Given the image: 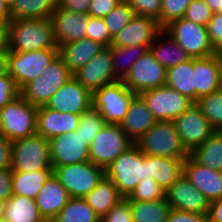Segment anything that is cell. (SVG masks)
Segmentation results:
<instances>
[{"label": "cell", "instance_id": "6da1fadb", "mask_svg": "<svg viewBox=\"0 0 222 222\" xmlns=\"http://www.w3.org/2000/svg\"><path fill=\"white\" fill-rule=\"evenodd\" d=\"M4 42L9 52L59 49L50 18L12 20L7 25Z\"/></svg>", "mask_w": 222, "mask_h": 222}, {"label": "cell", "instance_id": "7a4b0ae2", "mask_svg": "<svg viewBox=\"0 0 222 222\" xmlns=\"http://www.w3.org/2000/svg\"><path fill=\"white\" fill-rule=\"evenodd\" d=\"M105 175L126 198L141 180L151 177L148 170V155L134 143L105 169Z\"/></svg>", "mask_w": 222, "mask_h": 222}, {"label": "cell", "instance_id": "3957f363", "mask_svg": "<svg viewBox=\"0 0 222 222\" xmlns=\"http://www.w3.org/2000/svg\"><path fill=\"white\" fill-rule=\"evenodd\" d=\"M135 144L146 155L170 158L190 155L182 144L174 121H157Z\"/></svg>", "mask_w": 222, "mask_h": 222}, {"label": "cell", "instance_id": "277c9868", "mask_svg": "<svg viewBox=\"0 0 222 222\" xmlns=\"http://www.w3.org/2000/svg\"><path fill=\"white\" fill-rule=\"evenodd\" d=\"M72 77L73 74L58 55L40 76L20 91V95L33 106H45L50 98Z\"/></svg>", "mask_w": 222, "mask_h": 222}, {"label": "cell", "instance_id": "5b68a950", "mask_svg": "<svg viewBox=\"0 0 222 222\" xmlns=\"http://www.w3.org/2000/svg\"><path fill=\"white\" fill-rule=\"evenodd\" d=\"M38 107L21 95L0 110L1 136L12 142L36 134Z\"/></svg>", "mask_w": 222, "mask_h": 222}, {"label": "cell", "instance_id": "8992f818", "mask_svg": "<svg viewBox=\"0 0 222 222\" xmlns=\"http://www.w3.org/2000/svg\"><path fill=\"white\" fill-rule=\"evenodd\" d=\"M135 95V92L118 80L92 93V107L102 115L106 124L120 125Z\"/></svg>", "mask_w": 222, "mask_h": 222}, {"label": "cell", "instance_id": "52a82bcc", "mask_svg": "<svg viewBox=\"0 0 222 222\" xmlns=\"http://www.w3.org/2000/svg\"><path fill=\"white\" fill-rule=\"evenodd\" d=\"M12 171L35 172L53 169L50 158V144L39 134H34L12 142Z\"/></svg>", "mask_w": 222, "mask_h": 222}, {"label": "cell", "instance_id": "ba28073f", "mask_svg": "<svg viewBox=\"0 0 222 222\" xmlns=\"http://www.w3.org/2000/svg\"><path fill=\"white\" fill-rule=\"evenodd\" d=\"M133 144L121 125L105 124L89 145L90 162L106 169Z\"/></svg>", "mask_w": 222, "mask_h": 222}, {"label": "cell", "instance_id": "9c48e42d", "mask_svg": "<svg viewBox=\"0 0 222 222\" xmlns=\"http://www.w3.org/2000/svg\"><path fill=\"white\" fill-rule=\"evenodd\" d=\"M59 55V49H41L27 52H9L8 73L21 91L40 76Z\"/></svg>", "mask_w": 222, "mask_h": 222}, {"label": "cell", "instance_id": "30bf717a", "mask_svg": "<svg viewBox=\"0 0 222 222\" xmlns=\"http://www.w3.org/2000/svg\"><path fill=\"white\" fill-rule=\"evenodd\" d=\"M52 168L53 174L71 198H83L105 176V169L90 161Z\"/></svg>", "mask_w": 222, "mask_h": 222}, {"label": "cell", "instance_id": "8fae6325", "mask_svg": "<svg viewBox=\"0 0 222 222\" xmlns=\"http://www.w3.org/2000/svg\"><path fill=\"white\" fill-rule=\"evenodd\" d=\"M189 56L190 58H204L215 54L207 27L181 18L172 21L163 29Z\"/></svg>", "mask_w": 222, "mask_h": 222}, {"label": "cell", "instance_id": "7c38bea8", "mask_svg": "<svg viewBox=\"0 0 222 222\" xmlns=\"http://www.w3.org/2000/svg\"><path fill=\"white\" fill-rule=\"evenodd\" d=\"M140 95L157 121H174L193 103L167 85L144 91Z\"/></svg>", "mask_w": 222, "mask_h": 222}, {"label": "cell", "instance_id": "4fadbf2b", "mask_svg": "<svg viewBox=\"0 0 222 222\" xmlns=\"http://www.w3.org/2000/svg\"><path fill=\"white\" fill-rule=\"evenodd\" d=\"M166 74L167 69L148 50L133 64L121 81L129 90L141 94L144 91L165 85Z\"/></svg>", "mask_w": 222, "mask_h": 222}, {"label": "cell", "instance_id": "5bb4252c", "mask_svg": "<svg viewBox=\"0 0 222 222\" xmlns=\"http://www.w3.org/2000/svg\"><path fill=\"white\" fill-rule=\"evenodd\" d=\"M174 124L183 146L189 153L215 131L196 103H192L186 111L179 115L174 120Z\"/></svg>", "mask_w": 222, "mask_h": 222}, {"label": "cell", "instance_id": "9a60e30c", "mask_svg": "<svg viewBox=\"0 0 222 222\" xmlns=\"http://www.w3.org/2000/svg\"><path fill=\"white\" fill-rule=\"evenodd\" d=\"M52 167L90 161L89 145L75 131L49 140Z\"/></svg>", "mask_w": 222, "mask_h": 222}, {"label": "cell", "instance_id": "2e32d148", "mask_svg": "<svg viewBox=\"0 0 222 222\" xmlns=\"http://www.w3.org/2000/svg\"><path fill=\"white\" fill-rule=\"evenodd\" d=\"M165 197L171 209L200 214L209 212L210 202L184 174L165 191Z\"/></svg>", "mask_w": 222, "mask_h": 222}, {"label": "cell", "instance_id": "e0dca14e", "mask_svg": "<svg viewBox=\"0 0 222 222\" xmlns=\"http://www.w3.org/2000/svg\"><path fill=\"white\" fill-rule=\"evenodd\" d=\"M73 77L91 93L118 81L114 75L110 47L101 50L91 61L73 74Z\"/></svg>", "mask_w": 222, "mask_h": 222}, {"label": "cell", "instance_id": "ac0fdd59", "mask_svg": "<svg viewBox=\"0 0 222 222\" xmlns=\"http://www.w3.org/2000/svg\"><path fill=\"white\" fill-rule=\"evenodd\" d=\"M45 106L58 112L81 115L92 107V93L72 77Z\"/></svg>", "mask_w": 222, "mask_h": 222}, {"label": "cell", "instance_id": "d6986e66", "mask_svg": "<svg viewBox=\"0 0 222 222\" xmlns=\"http://www.w3.org/2000/svg\"><path fill=\"white\" fill-rule=\"evenodd\" d=\"M162 30L156 19L136 15L112 38L110 46H150Z\"/></svg>", "mask_w": 222, "mask_h": 222}, {"label": "cell", "instance_id": "ffe728a7", "mask_svg": "<svg viewBox=\"0 0 222 222\" xmlns=\"http://www.w3.org/2000/svg\"><path fill=\"white\" fill-rule=\"evenodd\" d=\"M183 174L209 202L222 199V172L199 164L189 155L184 160Z\"/></svg>", "mask_w": 222, "mask_h": 222}, {"label": "cell", "instance_id": "44dd1931", "mask_svg": "<svg viewBox=\"0 0 222 222\" xmlns=\"http://www.w3.org/2000/svg\"><path fill=\"white\" fill-rule=\"evenodd\" d=\"M50 20L58 45L87 38L88 15L70 12L56 6Z\"/></svg>", "mask_w": 222, "mask_h": 222}, {"label": "cell", "instance_id": "7402d4cb", "mask_svg": "<svg viewBox=\"0 0 222 222\" xmlns=\"http://www.w3.org/2000/svg\"><path fill=\"white\" fill-rule=\"evenodd\" d=\"M195 103L205 95L222 88V67L218 53L194 58Z\"/></svg>", "mask_w": 222, "mask_h": 222}, {"label": "cell", "instance_id": "603a6c76", "mask_svg": "<svg viewBox=\"0 0 222 222\" xmlns=\"http://www.w3.org/2000/svg\"><path fill=\"white\" fill-rule=\"evenodd\" d=\"M79 121L78 114L58 112L46 106H40L37 111L36 133L50 140L55 136L74 132Z\"/></svg>", "mask_w": 222, "mask_h": 222}, {"label": "cell", "instance_id": "cb8c5ba5", "mask_svg": "<svg viewBox=\"0 0 222 222\" xmlns=\"http://www.w3.org/2000/svg\"><path fill=\"white\" fill-rule=\"evenodd\" d=\"M157 122L148 109L147 103L140 94H136L130 102L121 128L134 142L138 141Z\"/></svg>", "mask_w": 222, "mask_h": 222}, {"label": "cell", "instance_id": "d4e9b609", "mask_svg": "<svg viewBox=\"0 0 222 222\" xmlns=\"http://www.w3.org/2000/svg\"><path fill=\"white\" fill-rule=\"evenodd\" d=\"M70 199L65 187L52 174L43 184L35 202L44 220L52 221Z\"/></svg>", "mask_w": 222, "mask_h": 222}, {"label": "cell", "instance_id": "484cf974", "mask_svg": "<svg viewBox=\"0 0 222 222\" xmlns=\"http://www.w3.org/2000/svg\"><path fill=\"white\" fill-rule=\"evenodd\" d=\"M58 47L59 55L72 74H75L105 48L101 43L89 38L61 44Z\"/></svg>", "mask_w": 222, "mask_h": 222}, {"label": "cell", "instance_id": "4316f807", "mask_svg": "<svg viewBox=\"0 0 222 222\" xmlns=\"http://www.w3.org/2000/svg\"><path fill=\"white\" fill-rule=\"evenodd\" d=\"M185 159L148 155L149 175L166 191L183 174Z\"/></svg>", "mask_w": 222, "mask_h": 222}, {"label": "cell", "instance_id": "83f0119b", "mask_svg": "<svg viewBox=\"0 0 222 222\" xmlns=\"http://www.w3.org/2000/svg\"><path fill=\"white\" fill-rule=\"evenodd\" d=\"M125 197L105 175L97 186L83 197L86 203L101 218Z\"/></svg>", "mask_w": 222, "mask_h": 222}, {"label": "cell", "instance_id": "f1b7e54d", "mask_svg": "<svg viewBox=\"0 0 222 222\" xmlns=\"http://www.w3.org/2000/svg\"><path fill=\"white\" fill-rule=\"evenodd\" d=\"M149 50L166 69L190 59V56L164 30L154 38Z\"/></svg>", "mask_w": 222, "mask_h": 222}, {"label": "cell", "instance_id": "f546056e", "mask_svg": "<svg viewBox=\"0 0 222 222\" xmlns=\"http://www.w3.org/2000/svg\"><path fill=\"white\" fill-rule=\"evenodd\" d=\"M5 222H43L35 199L20 195H12L5 205Z\"/></svg>", "mask_w": 222, "mask_h": 222}, {"label": "cell", "instance_id": "4dcf8cb0", "mask_svg": "<svg viewBox=\"0 0 222 222\" xmlns=\"http://www.w3.org/2000/svg\"><path fill=\"white\" fill-rule=\"evenodd\" d=\"M165 85L195 103L194 58L167 69Z\"/></svg>", "mask_w": 222, "mask_h": 222}, {"label": "cell", "instance_id": "1f68e13d", "mask_svg": "<svg viewBox=\"0 0 222 222\" xmlns=\"http://www.w3.org/2000/svg\"><path fill=\"white\" fill-rule=\"evenodd\" d=\"M53 174V169L21 172L12 171L13 195L35 199L45 181Z\"/></svg>", "mask_w": 222, "mask_h": 222}, {"label": "cell", "instance_id": "d6a6232c", "mask_svg": "<svg viewBox=\"0 0 222 222\" xmlns=\"http://www.w3.org/2000/svg\"><path fill=\"white\" fill-rule=\"evenodd\" d=\"M190 156L199 164L222 172V131L215 130Z\"/></svg>", "mask_w": 222, "mask_h": 222}, {"label": "cell", "instance_id": "836d02e7", "mask_svg": "<svg viewBox=\"0 0 222 222\" xmlns=\"http://www.w3.org/2000/svg\"><path fill=\"white\" fill-rule=\"evenodd\" d=\"M57 0H16L11 11V20L50 18Z\"/></svg>", "mask_w": 222, "mask_h": 222}, {"label": "cell", "instance_id": "e575fe53", "mask_svg": "<svg viewBox=\"0 0 222 222\" xmlns=\"http://www.w3.org/2000/svg\"><path fill=\"white\" fill-rule=\"evenodd\" d=\"M132 222H166L171 210L166 197L156 201H130Z\"/></svg>", "mask_w": 222, "mask_h": 222}, {"label": "cell", "instance_id": "d590c367", "mask_svg": "<svg viewBox=\"0 0 222 222\" xmlns=\"http://www.w3.org/2000/svg\"><path fill=\"white\" fill-rule=\"evenodd\" d=\"M112 53L114 75L122 80L133 64L149 50L150 46H109Z\"/></svg>", "mask_w": 222, "mask_h": 222}, {"label": "cell", "instance_id": "8d00e7d4", "mask_svg": "<svg viewBox=\"0 0 222 222\" xmlns=\"http://www.w3.org/2000/svg\"><path fill=\"white\" fill-rule=\"evenodd\" d=\"M52 222H101L83 198H71Z\"/></svg>", "mask_w": 222, "mask_h": 222}, {"label": "cell", "instance_id": "74e56055", "mask_svg": "<svg viewBox=\"0 0 222 222\" xmlns=\"http://www.w3.org/2000/svg\"><path fill=\"white\" fill-rule=\"evenodd\" d=\"M196 104L214 130L222 131V88L200 97Z\"/></svg>", "mask_w": 222, "mask_h": 222}, {"label": "cell", "instance_id": "f35d334b", "mask_svg": "<svg viewBox=\"0 0 222 222\" xmlns=\"http://www.w3.org/2000/svg\"><path fill=\"white\" fill-rule=\"evenodd\" d=\"M106 122L96 109L91 107L88 111L80 115V121L75 132L79 134L86 144L90 145L94 137L97 135Z\"/></svg>", "mask_w": 222, "mask_h": 222}, {"label": "cell", "instance_id": "ab89813d", "mask_svg": "<svg viewBox=\"0 0 222 222\" xmlns=\"http://www.w3.org/2000/svg\"><path fill=\"white\" fill-rule=\"evenodd\" d=\"M134 16H136V13L133 7L122 1L103 18V21L110 36L113 38L131 21Z\"/></svg>", "mask_w": 222, "mask_h": 222}, {"label": "cell", "instance_id": "60d3db41", "mask_svg": "<svg viewBox=\"0 0 222 222\" xmlns=\"http://www.w3.org/2000/svg\"><path fill=\"white\" fill-rule=\"evenodd\" d=\"M129 201H156L165 198V190L152 178L141 180L131 194Z\"/></svg>", "mask_w": 222, "mask_h": 222}, {"label": "cell", "instance_id": "b9f144b4", "mask_svg": "<svg viewBox=\"0 0 222 222\" xmlns=\"http://www.w3.org/2000/svg\"><path fill=\"white\" fill-rule=\"evenodd\" d=\"M193 0H162L160 10V27L164 29L172 21L185 16L187 7Z\"/></svg>", "mask_w": 222, "mask_h": 222}, {"label": "cell", "instance_id": "7bdbcfd3", "mask_svg": "<svg viewBox=\"0 0 222 222\" xmlns=\"http://www.w3.org/2000/svg\"><path fill=\"white\" fill-rule=\"evenodd\" d=\"M87 38L99 42L105 47H109L112 42L108 29L103 18L90 17L88 15V24L86 26Z\"/></svg>", "mask_w": 222, "mask_h": 222}, {"label": "cell", "instance_id": "ee69618b", "mask_svg": "<svg viewBox=\"0 0 222 222\" xmlns=\"http://www.w3.org/2000/svg\"><path fill=\"white\" fill-rule=\"evenodd\" d=\"M213 12L204 0H193L187 7L184 18L199 24L207 26L212 18Z\"/></svg>", "mask_w": 222, "mask_h": 222}, {"label": "cell", "instance_id": "f6af8a7d", "mask_svg": "<svg viewBox=\"0 0 222 222\" xmlns=\"http://www.w3.org/2000/svg\"><path fill=\"white\" fill-rule=\"evenodd\" d=\"M135 10L136 15L152 17L160 26V10L162 0H122Z\"/></svg>", "mask_w": 222, "mask_h": 222}, {"label": "cell", "instance_id": "bcb514c9", "mask_svg": "<svg viewBox=\"0 0 222 222\" xmlns=\"http://www.w3.org/2000/svg\"><path fill=\"white\" fill-rule=\"evenodd\" d=\"M101 222H132L130 201L122 199L101 218Z\"/></svg>", "mask_w": 222, "mask_h": 222}, {"label": "cell", "instance_id": "7dc6e473", "mask_svg": "<svg viewBox=\"0 0 222 222\" xmlns=\"http://www.w3.org/2000/svg\"><path fill=\"white\" fill-rule=\"evenodd\" d=\"M206 27L213 49L216 53L222 52V12L213 13Z\"/></svg>", "mask_w": 222, "mask_h": 222}, {"label": "cell", "instance_id": "c3c4849f", "mask_svg": "<svg viewBox=\"0 0 222 222\" xmlns=\"http://www.w3.org/2000/svg\"><path fill=\"white\" fill-rule=\"evenodd\" d=\"M19 95L20 90L10 74L0 75V110Z\"/></svg>", "mask_w": 222, "mask_h": 222}, {"label": "cell", "instance_id": "681fc988", "mask_svg": "<svg viewBox=\"0 0 222 222\" xmlns=\"http://www.w3.org/2000/svg\"><path fill=\"white\" fill-rule=\"evenodd\" d=\"M121 2L122 0H92L88 15L104 18Z\"/></svg>", "mask_w": 222, "mask_h": 222}, {"label": "cell", "instance_id": "f907efd6", "mask_svg": "<svg viewBox=\"0 0 222 222\" xmlns=\"http://www.w3.org/2000/svg\"><path fill=\"white\" fill-rule=\"evenodd\" d=\"M166 222H209L208 214L171 209Z\"/></svg>", "mask_w": 222, "mask_h": 222}, {"label": "cell", "instance_id": "816d5d0a", "mask_svg": "<svg viewBox=\"0 0 222 222\" xmlns=\"http://www.w3.org/2000/svg\"><path fill=\"white\" fill-rule=\"evenodd\" d=\"M92 0H57L59 8L88 15Z\"/></svg>", "mask_w": 222, "mask_h": 222}, {"label": "cell", "instance_id": "f5cc1de1", "mask_svg": "<svg viewBox=\"0 0 222 222\" xmlns=\"http://www.w3.org/2000/svg\"><path fill=\"white\" fill-rule=\"evenodd\" d=\"M12 195V169H0V199L7 201Z\"/></svg>", "mask_w": 222, "mask_h": 222}, {"label": "cell", "instance_id": "db71d44e", "mask_svg": "<svg viewBox=\"0 0 222 222\" xmlns=\"http://www.w3.org/2000/svg\"><path fill=\"white\" fill-rule=\"evenodd\" d=\"M12 156V141L4 136H0V169L11 168Z\"/></svg>", "mask_w": 222, "mask_h": 222}, {"label": "cell", "instance_id": "11a10c76", "mask_svg": "<svg viewBox=\"0 0 222 222\" xmlns=\"http://www.w3.org/2000/svg\"><path fill=\"white\" fill-rule=\"evenodd\" d=\"M209 222H222V199L210 202Z\"/></svg>", "mask_w": 222, "mask_h": 222}, {"label": "cell", "instance_id": "9f6ffc18", "mask_svg": "<svg viewBox=\"0 0 222 222\" xmlns=\"http://www.w3.org/2000/svg\"><path fill=\"white\" fill-rule=\"evenodd\" d=\"M9 66V50L6 43L2 41L0 43V75L8 73Z\"/></svg>", "mask_w": 222, "mask_h": 222}, {"label": "cell", "instance_id": "6f0895ef", "mask_svg": "<svg viewBox=\"0 0 222 222\" xmlns=\"http://www.w3.org/2000/svg\"><path fill=\"white\" fill-rule=\"evenodd\" d=\"M0 18L8 25L11 20V11L7 7V5L3 2V0H0Z\"/></svg>", "mask_w": 222, "mask_h": 222}, {"label": "cell", "instance_id": "680465c9", "mask_svg": "<svg viewBox=\"0 0 222 222\" xmlns=\"http://www.w3.org/2000/svg\"><path fill=\"white\" fill-rule=\"evenodd\" d=\"M213 13L222 12V0H204Z\"/></svg>", "mask_w": 222, "mask_h": 222}, {"label": "cell", "instance_id": "91938a15", "mask_svg": "<svg viewBox=\"0 0 222 222\" xmlns=\"http://www.w3.org/2000/svg\"><path fill=\"white\" fill-rule=\"evenodd\" d=\"M7 24L0 18V39L4 41L6 35Z\"/></svg>", "mask_w": 222, "mask_h": 222}, {"label": "cell", "instance_id": "94428289", "mask_svg": "<svg viewBox=\"0 0 222 222\" xmlns=\"http://www.w3.org/2000/svg\"><path fill=\"white\" fill-rule=\"evenodd\" d=\"M6 201L0 199V221L4 218Z\"/></svg>", "mask_w": 222, "mask_h": 222}, {"label": "cell", "instance_id": "6125c7cd", "mask_svg": "<svg viewBox=\"0 0 222 222\" xmlns=\"http://www.w3.org/2000/svg\"><path fill=\"white\" fill-rule=\"evenodd\" d=\"M16 0H3V2L7 5L9 9H11Z\"/></svg>", "mask_w": 222, "mask_h": 222}, {"label": "cell", "instance_id": "be15d7a7", "mask_svg": "<svg viewBox=\"0 0 222 222\" xmlns=\"http://www.w3.org/2000/svg\"><path fill=\"white\" fill-rule=\"evenodd\" d=\"M218 55H219V59H220V62H221V67H222V52H219Z\"/></svg>", "mask_w": 222, "mask_h": 222}, {"label": "cell", "instance_id": "e7e4bbea", "mask_svg": "<svg viewBox=\"0 0 222 222\" xmlns=\"http://www.w3.org/2000/svg\"><path fill=\"white\" fill-rule=\"evenodd\" d=\"M0 136H1V117H0Z\"/></svg>", "mask_w": 222, "mask_h": 222}]
</instances>
